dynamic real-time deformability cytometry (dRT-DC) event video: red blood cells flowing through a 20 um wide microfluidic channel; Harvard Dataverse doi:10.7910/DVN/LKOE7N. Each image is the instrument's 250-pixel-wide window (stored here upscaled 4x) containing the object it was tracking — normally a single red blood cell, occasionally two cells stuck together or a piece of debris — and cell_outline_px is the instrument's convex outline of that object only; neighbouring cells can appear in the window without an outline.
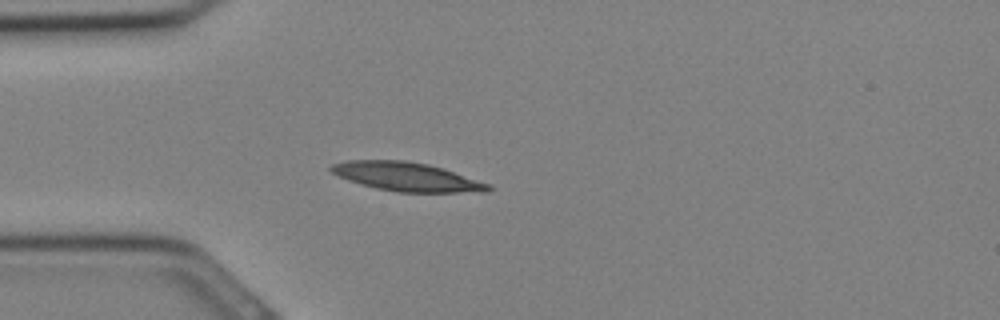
{"species": "Egyptian fruit bat (a non-hibernating species)", "species_latin": "Rousettus aegyptiacus", "temperature_condition": "cold", "stored_images_in_passage": 24, "camera_frame_rate_fps": 3000, "um_per_image_px": 0.085, "animal": {"sex": "female"}, "frame": {"image": 1, "passage_image": 1, "time_ms": 0.0, "image_size_px": [1000, 320], "cell_outline_px": [[492, 188], [488, 192], [396, 192], [376, 188], [360, 184], [348, 180], [332, 172], [328, 168], [332, 164], [348, 160], [404, 160], [428, 164], [444, 168], [492, 184]], "centroid_in_image_um": [34.62, 15.02], "position_along_channel_um": 50.4, "area_um2": 26.53}}
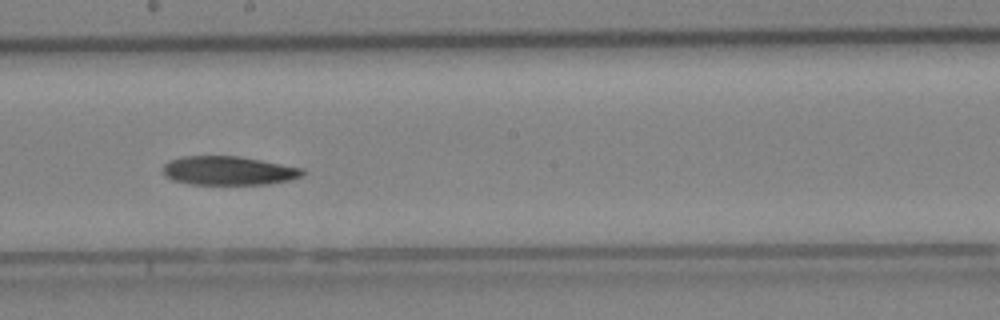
{"frame": {"image": 2, "passage_image": 10, "time_ms": 3.0, "image_size_px": [1000, 320], "cell_outline_px": [[304, 176], [288, 180], [268, 184], [192, 184], [172, 180], [164, 176], [164, 164], [168, 160], [184, 156], [236, 156], [260, 160], [304, 168]], "centroid_in_image_um": [19.42, 14.5], "position_along_channel_um": 228.8, "area_um2": 23.41}}
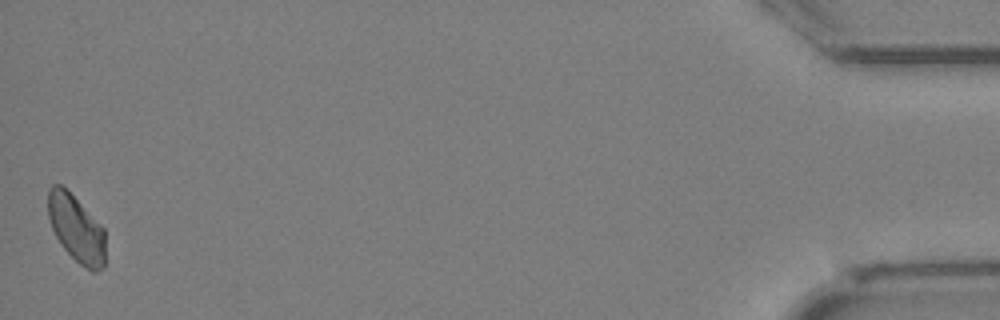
{"frame": {"image": 3, "passage_image": 24, "time_ms": 7.667, "image_size_px": [1000, 320], "cell_outline_px": [[104, 268], [96, 272], [92, 272], [80, 264], [60, 244], [52, 228], [48, 216], [48, 188], [52, 184], [60, 184], [104, 228]], "centroid_in_image_um": [6.47, 19.45], "position_along_channel_um": 428.7, "area_um2": 21.96}}